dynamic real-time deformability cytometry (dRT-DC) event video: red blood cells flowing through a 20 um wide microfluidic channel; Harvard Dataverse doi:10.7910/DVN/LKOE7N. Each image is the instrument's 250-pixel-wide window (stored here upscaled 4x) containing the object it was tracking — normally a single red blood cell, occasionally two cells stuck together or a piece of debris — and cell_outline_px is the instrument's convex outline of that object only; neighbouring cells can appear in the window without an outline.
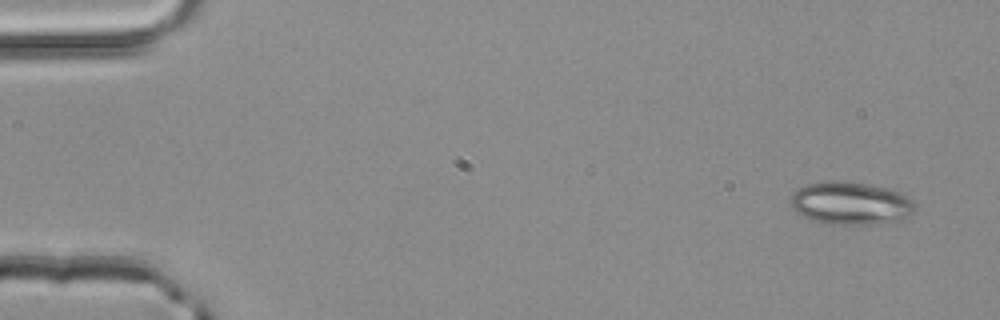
{"species": "common noctule bat (a hibernating species)", "species_latin": "Nyctalus noctula", "temperature_condition": "room temperature", "stored_images_in_passage": 4, "camera_frame_rate_fps": 3000, "um_per_image_px": 0.085, "animal": {"sex": "male", "body_mass_g": 20.4}, "frame": {"image": 1, "passage_image": 1, "time_ms": 0.0, "image_size_px": [1000, 320], "cell_outline_px": [[916, 208], [908, 216], [900, 220], [872, 224], [832, 224], [812, 220], [796, 212], [792, 208], [792, 196], [804, 184], [824, 180], [836, 180], [868, 184], [888, 188], [900, 192], [908, 196], [916, 204]], "centroid_in_image_um": [72.33, 17.26], "position_along_channel_um": 12.7, "area_um2": 31.04}}